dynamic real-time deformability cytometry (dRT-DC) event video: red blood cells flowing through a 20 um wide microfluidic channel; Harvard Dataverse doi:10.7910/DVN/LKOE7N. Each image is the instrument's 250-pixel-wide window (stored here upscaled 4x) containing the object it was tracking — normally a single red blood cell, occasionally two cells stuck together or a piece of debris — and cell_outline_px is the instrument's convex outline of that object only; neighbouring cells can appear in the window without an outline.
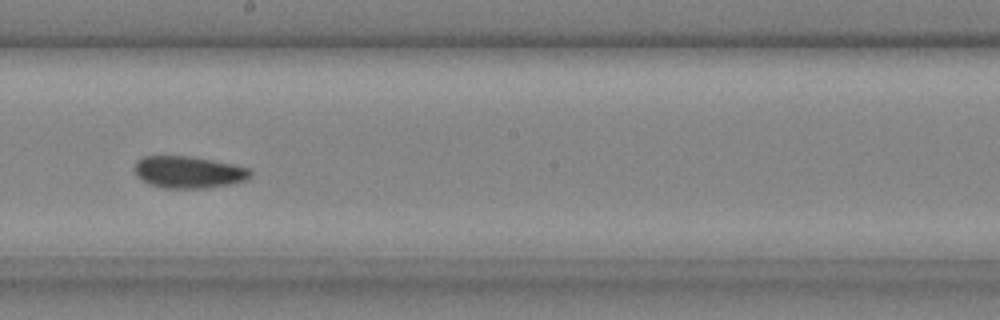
{"species": "common noctule bat (a hibernating species)", "species_latin": "Nyctalus noctula", "temperature_condition": "cold", "stored_images_in_passage": 30, "camera_frame_rate_fps": 3000, "um_per_image_px": 0.085, "animal": {"sex": "male", "body_mass_g": 20.4}, "frame": {"image": 1, "passage_image": 13, "time_ms": 4.0, "image_size_px": [1000, 320], "cell_outline_px": [[252, 176], [244, 180], [232, 184], [208, 188], [164, 188], [148, 184], [140, 180], [136, 176], [132, 168], [136, 160], [140, 156], [192, 156], [232, 164], [248, 168], [252, 172]], "centroid_in_image_um": [15.96, 14.63], "position_along_channel_um": 232.2, "area_um2": 21.96}}